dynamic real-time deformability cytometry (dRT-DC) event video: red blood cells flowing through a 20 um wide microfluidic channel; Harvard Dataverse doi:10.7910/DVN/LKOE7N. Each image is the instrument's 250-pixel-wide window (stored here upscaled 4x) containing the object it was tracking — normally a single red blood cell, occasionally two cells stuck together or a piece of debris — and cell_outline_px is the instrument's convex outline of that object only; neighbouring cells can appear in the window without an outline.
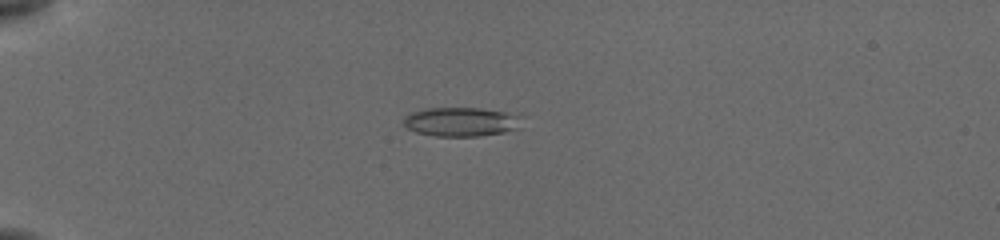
{"species": "common noctule bat (a hibernating species)", "species_latin": "Nyctalus noctula", "temperature_condition": "cold", "stored_images_in_passage": 11, "camera_frame_rate_fps": 3000, "um_per_image_px": 0.085, "animal": {"sex": "female", "body_mass_g": 19.5, "forearm_length_mm": 54.1}, "frame": {"image": 1, "passage_image": 8, "time_ms": 5.0, "image_size_px": [1000, 240], "cell_outline_px": [[524, 116], [516, 128], [504, 132], [480, 136], [436, 136], [416, 132], [408, 128], [404, 124], [404, 116], [412, 112], [424, 108], [480, 108], [520, 112]], "centroid_in_image_um": [39.27, 10.33], "position_along_channel_um": 45.7, "area_um2": 20.4}}
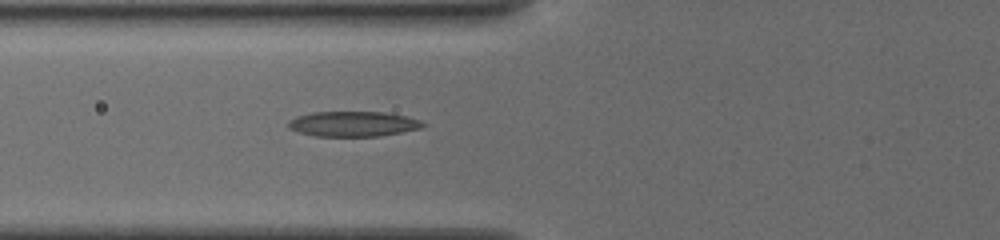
{"frame": {"image": 2, "passage_image": 11, "time_ms": 7.333, "image_size_px": [1000, 240], "cell_outline_px": [[428, 124], [420, 128], [380, 136], [316, 136], [296, 132], [288, 128], [288, 120], [296, 116], [316, 112], [384, 112], [404, 116], [420, 120]], "centroid_in_image_um": [29.98, 10.53], "position_along_channel_um": 95.8, "area_um2": 19.71}}